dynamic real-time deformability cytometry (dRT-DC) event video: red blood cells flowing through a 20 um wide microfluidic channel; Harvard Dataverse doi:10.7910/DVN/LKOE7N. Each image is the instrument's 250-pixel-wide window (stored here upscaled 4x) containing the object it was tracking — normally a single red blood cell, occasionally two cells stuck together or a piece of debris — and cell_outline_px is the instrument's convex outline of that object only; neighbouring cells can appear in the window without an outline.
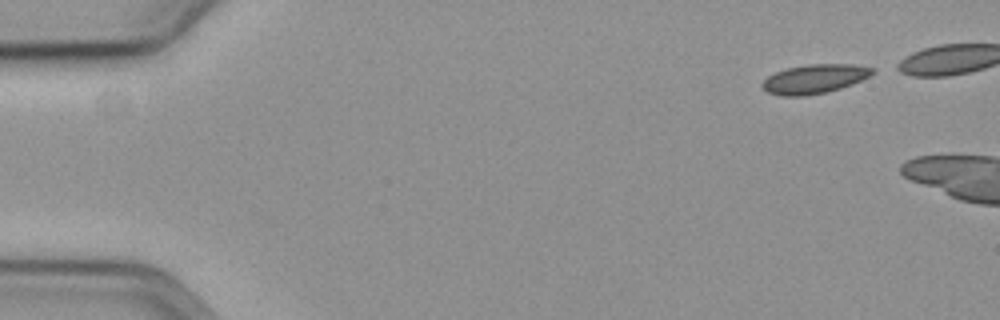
{"species": "common noctule bat (a hibernating species)", "species_latin": "Nyctalus noctula", "temperature_condition": "cold", "stored_images_in_passage": 11, "camera_frame_rate_fps": 3000, "um_per_image_px": 0.085, "animal": {"sex": "female", "body_mass_g": 19.3, "forearm_length_mm": 54.1}, "frame": {"image": 1, "passage_image": 1, "time_ms": 0.0, "image_size_px": [1000, 320], "cell_outline_px": [[876, 72], [852, 84], [828, 92], [804, 96], [780, 96], [768, 92], [760, 88], [760, 84], [768, 76], [776, 72], [788, 68], [808, 64], [852, 64], [876, 68]], "centroid_in_image_um": [69.22, 6.71], "position_along_channel_um": 15.8, "area_um2": 18.79}}